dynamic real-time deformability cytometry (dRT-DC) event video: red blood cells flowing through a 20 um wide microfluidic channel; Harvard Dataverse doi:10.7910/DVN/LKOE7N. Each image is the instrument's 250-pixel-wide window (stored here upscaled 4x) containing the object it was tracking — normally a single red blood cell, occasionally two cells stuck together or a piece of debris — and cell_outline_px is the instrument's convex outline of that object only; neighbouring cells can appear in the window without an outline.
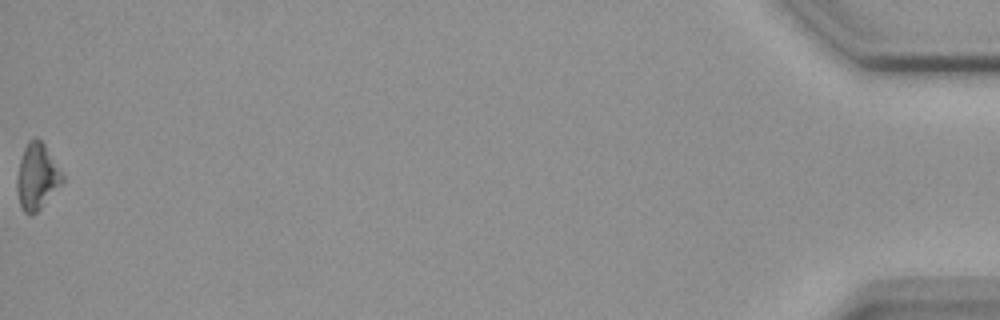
{"species": "common noctule bat (a hibernating species)", "species_latin": "Nyctalus noctula", "temperature_condition": "warm", "stored_images_in_passage": 55, "camera_frame_rate_fps": 3000, "um_per_image_px": 0.085, "animal": {"sex": "female", "body_mass_g": 18.4}, "frame": {"image": 1, "passage_image": 55, "time_ms": 18.0, "image_size_px": [1000, 320], "cell_outline_px": [[64, 180], [40, 208], [32, 216], [24, 212], [20, 208], [16, 188], [16, 180], [20, 160], [24, 148], [28, 140], [32, 136], [36, 136], [44, 144], [64, 176]], "centroid_in_image_um": [3.11, 15.0], "position_along_channel_um": 432.1, "area_um2": 17.4}}